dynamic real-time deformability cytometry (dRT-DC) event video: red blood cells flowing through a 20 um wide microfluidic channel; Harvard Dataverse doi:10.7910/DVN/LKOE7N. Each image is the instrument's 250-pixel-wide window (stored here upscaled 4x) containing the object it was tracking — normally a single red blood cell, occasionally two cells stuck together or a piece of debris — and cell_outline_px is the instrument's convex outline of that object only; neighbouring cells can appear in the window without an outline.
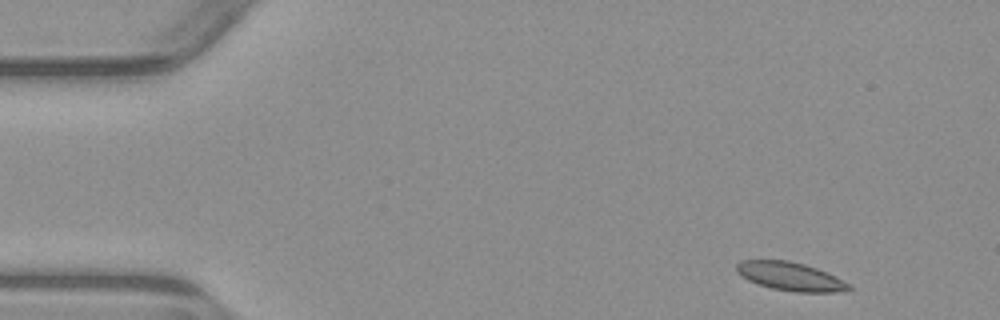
{"species": "common noctule bat (a hibernating species)", "species_latin": "Nyctalus noctula", "temperature_condition": "warm", "stored_images_in_passage": 4, "camera_frame_rate_fps": 3000, "um_per_image_px": 0.085, "animal": {"sex": "male", "body_mass_g": 23.1, "forearm_length_mm": 52.7}, "frame": {"image": 1, "passage_image": 1, "time_ms": 0.0, "image_size_px": [1000, 320], "cell_outline_px": [[852, 292], [796, 292], [772, 288], [748, 280], [740, 276], [736, 272], [736, 264], [740, 260], [788, 260], [804, 264], [816, 268], [848, 284], [852, 288]], "centroid_in_image_um": [67.15, 23.5], "position_along_channel_um": 17.9, "area_um2": 18.5}}
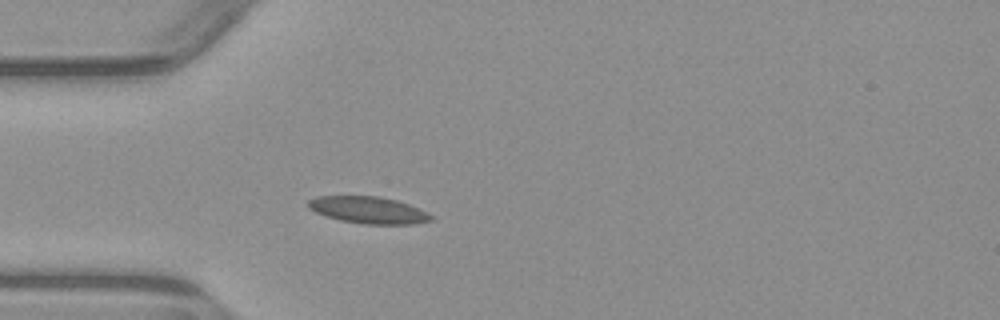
{"frame": {"image": 2, "passage_image": 4, "time_ms": 3.333, "image_size_px": [1000, 320], "cell_outline_px": [[432, 220], [412, 224], [364, 224], [340, 220], [316, 212], [308, 208], [308, 200], [320, 196], [376, 196], [396, 200], [408, 204], [428, 212], [432, 216]], "centroid_in_image_um": [31.32, 17.85], "position_along_channel_um": 53.7, "area_um2": 19.02}}